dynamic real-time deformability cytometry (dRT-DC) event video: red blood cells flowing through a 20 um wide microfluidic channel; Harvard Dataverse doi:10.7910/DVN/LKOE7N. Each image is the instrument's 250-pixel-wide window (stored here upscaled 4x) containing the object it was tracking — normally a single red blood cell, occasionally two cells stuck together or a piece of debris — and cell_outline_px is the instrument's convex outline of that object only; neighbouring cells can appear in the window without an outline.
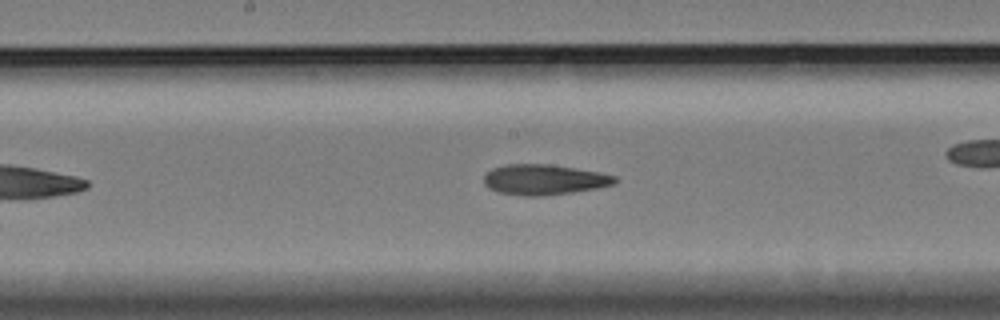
{"species": "Egyptian fruit bat (a non-hibernating species)", "species_latin": "Rousettus aegyptiacus", "temperature_condition": "cold", "stored_images_in_passage": 21, "camera_frame_rate_fps": 3000, "um_per_image_px": 0.085, "animal": {"sex": "female"}, "frame": {"image": 1, "passage_image": 15, "time_ms": 4.667, "image_size_px": [1000, 320], "cell_outline_px": [[616, 184], [596, 188], [572, 192], [544, 196], [520, 196], [500, 192], [488, 188], [484, 184], [484, 176], [492, 168], [508, 164], [544, 164], [600, 172], [616, 176]], "centroid_in_image_um": [46.23, 15.28], "position_along_channel_um": 202.0, "area_um2": 23.06}}